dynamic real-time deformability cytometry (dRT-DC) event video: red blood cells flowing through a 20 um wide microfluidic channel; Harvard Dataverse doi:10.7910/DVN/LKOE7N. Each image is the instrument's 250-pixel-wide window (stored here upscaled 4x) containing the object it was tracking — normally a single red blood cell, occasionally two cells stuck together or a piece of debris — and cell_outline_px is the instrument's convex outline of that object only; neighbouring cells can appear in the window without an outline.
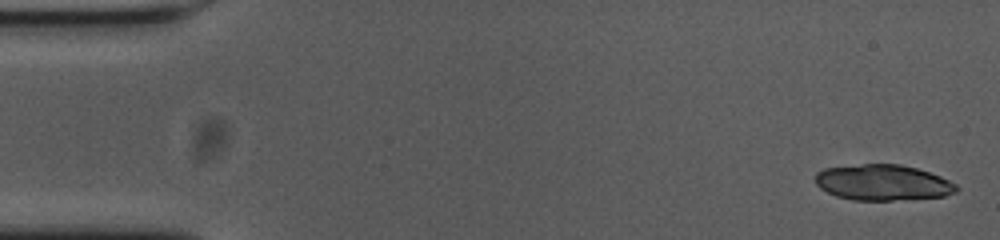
{"species": "common noctule bat (a hibernating species)", "species_latin": "Nyctalus noctula", "temperature_condition": "cold", "stored_images_in_passage": 6, "camera_frame_rate_fps": 3000, "um_per_image_px": 0.085, "animal": {"sex": "female", "body_mass_g": 23.0, "forearm_length_mm": 53.4}, "frame": {"image": 1, "passage_image": 1, "time_ms": 0.0, "image_size_px": [1000, 240], "cell_outline_px": [[944, 180], [936, 196], [880, 200], [876, 200], [844, 196], [876, 164], [884, 164], [908, 168], [924, 172], [936, 176]], "centroid_in_image_um": [76.11, 15.64], "position_along_channel_um": 8.9, "area_um2": 17.63}}